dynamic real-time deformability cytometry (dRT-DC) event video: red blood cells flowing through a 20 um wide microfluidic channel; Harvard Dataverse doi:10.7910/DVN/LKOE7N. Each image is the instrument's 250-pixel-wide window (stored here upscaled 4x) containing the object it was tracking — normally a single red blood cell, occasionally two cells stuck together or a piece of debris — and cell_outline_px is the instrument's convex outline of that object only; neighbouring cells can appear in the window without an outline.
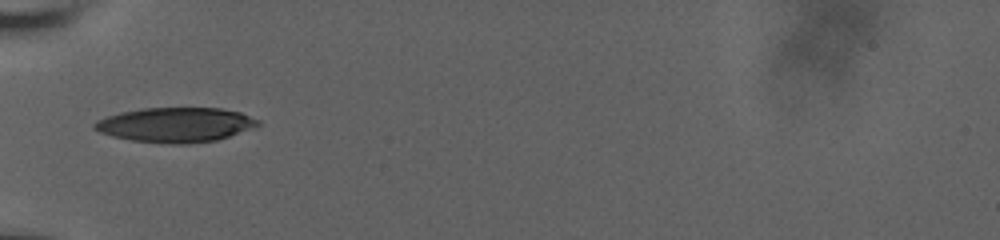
{"species": "human", "species_latin": "Homo sapiens", "temperature_condition": "room temperature", "stored_images_in_passage": 4, "camera_frame_rate_fps": 3000, "um_per_image_px": 0.085, "donor": {"sex": "male"}, "frame": {"image": 1, "passage_image": 1, "time_ms": 0.0, "image_size_px": [1000, 240], "cell_outline_px": [[260, 124], [228, 136], [216, 140], [188, 144], [172, 144], [132, 140], [112, 136], [100, 132], [92, 128], [92, 124], [96, 120], [120, 112], [140, 108], [220, 108], [240, 112], [260, 120]], "centroid_in_image_um": [14.88, 10.6], "position_along_channel_um": 70.1, "area_um2": 32.89}}
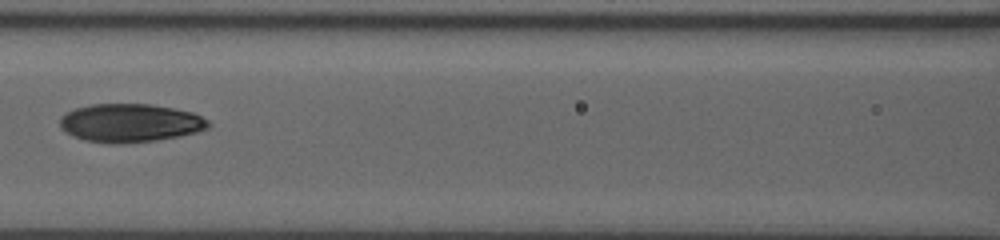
{"frame": {"image": 2, "passage_image": 3, "time_ms": 2.333, "image_size_px": [1000, 240], "cell_outline_px": [[212, 124], [208, 128], [196, 132], [180, 136], [156, 140], [124, 144], [112, 144], [84, 140], [72, 136], [64, 132], [60, 128], [60, 116], [64, 112], [76, 108], [92, 104], [152, 104], [192, 112], [208, 120]], "centroid_in_image_um": [11.03, 10.46], "position_along_channel_um": 155.6, "area_um2": 33.52}}
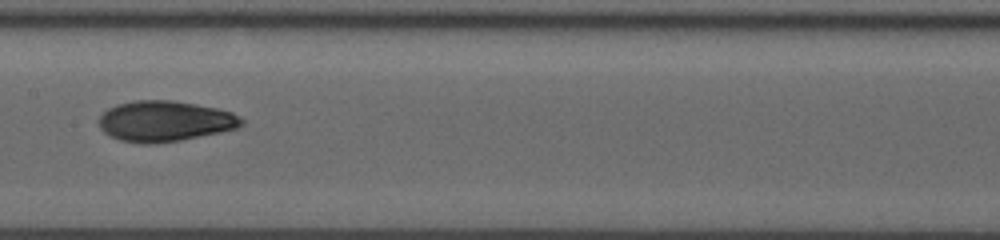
{"frame": {"image": 3, "passage_image": 4, "time_ms": 3.333, "image_size_px": [1000, 240], "cell_outline_px": [[244, 124], [240, 128], [180, 140], [156, 144], [140, 144], [120, 140], [108, 136], [100, 128], [100, 116], [108, 108], [116, 104], [132, 100], [172, 100], [196, 104], [216, 108], [232, 112], [240, 116], [244, 120]], "centroid_in_image_um": [14.02, 10.3], "position_along_channel_um": 193.4, "area_um2": 34.1}}